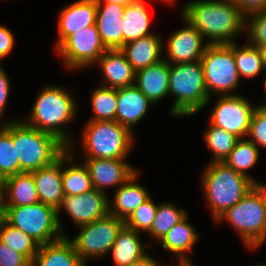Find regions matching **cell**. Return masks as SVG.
I'll return each instance as SVG.
<instances>
[{
  "instance_id": "cell-29",
  "label": "cell",
  "mask_w": 266,
  "mask_h": 266,
  "mask_svg": "<svg viewBox=\"0 0 266 266\" xmlns=\"http://www.w3.org/2000/svg\"><path fill=\"white\" fill-rule=\"evenodd\" d=\"M145 0L126 5L123 13V45L141 37L154 34L150 31V14Z\"/></svg>"
},
{
  "instance_id": "cell-5",
  "label": "cell",
  "mask_w": 266,
  "mask_h": 266,
  "mask_svg": "<svg viewBox=\"0 0 266 266\" xmlns=\"http://www.w3.org/2000/svg\"><path fill=\"white\" fill-rule=\"evenodd\" d=\"M11 137L16 146L19 173L48 166L68 149L55 135L31 127L21 119L11 121Z\"/></svg>"
},
{
  "instance_id": "cell-40",
  "label": "cell",
  "mask_w": 266,
  "mask_h": 266,
  "mask_svg": "<svg viewBox=\"0 0 266 266\" xmlns=\"http://www.w3.org/2000/svg\"><path fill=\"white\" fill-rule=\"evenodd\" d=\"M0 266H31V263L22 254L0 242Z\"/></svg>"
},
{
  "instance_id": "cell-47",
  "label": "cell",
  "mask_w": 266,
  "mask_h": 266,
  "mask_svg": "<svg viewBox=\"0 0 266 266\" xmlns=\"http://www.w3.org/2000/svg\"><path fill=\"white\" fill-rule=\"evenodd\" d=\"M264 79H263V88H264V92L266 94V76L264 75ZM257 106H261V107H266V100L261 104H258Z\"/></svg>"
},
{
  "instance_id": "cell-4",
  "label": "cell",
  "mask_w": 266,
  "mask_h": 266,
  "mask_svg": "<svg viewBox=\"0 0 266 266\" xmlns=\"http://www.w3.org/2000/svg\"><path fill=\"white\" fill-rule=\"evenodd\" d=\"M227 222L243 245L255 251L266 241V183L256 184L239 202L228 208L215 222Z\"/></svg>"
},
{
  "instance_id": "cell-6",
  "label": "cell",
  "mask_w": 266,
  "mask_h": 266,
  "mask_svg": "<svg viewBox=\"0 0 266 266\" xmlns=\"http://www.w3.org/2000/svg\"><path fill=\"white\" fill-rule=\"evenodd\" d=\"M169 95L175 98L169 107V114L175 118L195 115L207 107L211 98L201 61L170 65Z\"/></svg>"
},
{
  "instance_id": "cell-26",
  "label": "cell",
  "mask_w": 266,
  "mask_h": 266,
  "mask_svg": "<svg viewBox=\"0 0 266 266\" xmlns=\"http://www.w3.org/2000/svg\"><path fill=\"white\" fill-rule=\"evenodd\" d=\"M31 266H87L78 256L69 237L40 245Z\"/></svg>"
},
{
  "instance_id": "cell-2",
  "label": "cell",
  "mask_w": 266,
  "mask_h": 266,
  "mask_svg": "<svg viewBox=\"0 0 266 266\" xmlns=\"http://www.w3.org/2000/svg\"><path fill=\"white\" fill-rule=\"evenodd\" d=\"M72 95L60 86L46 85L36 95L29 116L21 120L40 131L55 135L68 149H76L77 140L67 128L79 114L77 100Z\"/></svg>"
},
{
  "instance_id": "cell-34",
  "label": "cell",
  "mask_w": 266,
  "mask_h": 266,
  "mask_svg": "<svg viewBox=\"0 0 266 266\" xmlns=\"http://www.w3.org/2000/svg\"><path fill=\"white\" fill-rule=\"evenodd\" d=\"M208 124L203 138L206 147L212 152V159L210 162H223L234 149L239 138L220 127L212 125L209 121Z\"/></svg>"
},
{
  "instance_id": "cell-43",
  "label": "cell",
  "mask_w": 266,
  "mask_h": 266,
  "mask_svg": "<svg viewBox=\"0 0 266 266\" xmlns=\"http://www.w3.org/2000/svg\"><path fill=\"white\" fill-rule=\"evenodd\" d=\"M246 17L255 12L266 10V0H232Z\"/></svg>"
},
{
  "instance_id": "cell-51",
  "label": "cell",
  "mask_w": 266,
  "mask_h": 266,
  "mask_svg": "<svg viewBox=\"0 0 266 266\" xmlns=\"http://www.w3.org/2000/svg\"><path fill=\"white\" fill-rule=\"evenodd\" d=\"M159 1H162V2H164V3H166V4H174V2L175 1H177V0H159Z\"/></svg>"
},
{
  "instance_id": "cell-22",
  "label": "cell",
  "mask_w": 266,
  "mask_h": 266,
  "mask_svg": "<svg viewBox=\"0 0 266 266\" xmlns=\"http://www.w3.org/2000/svg\"><path fill=\"white\" fill-rule=\"evenodd\" d=\"M140 172L137 171L124 184L114 191L113 200L109 198V213L126 220L151 195L138 183Z\"/></svg>"
},
{
  "instance_id": "cell-11",
  "label": "cell",
  "mask_w": 266,
  "mask_h": 266,
  "mask_svg": "<svg viewBox=\"0 0 266 266\" xmlns=\"http://www.w3.org/2000/svg\"><path fill=\"white\" fill-rule=\"evenodd\" d=\"M96 24L69 36L55 51L68 70H81L96 64L106 51Z\"/></svg>"
},
{
  "instance_id": "cell-48",
  "label": "cell",
  "mask_w": 266,
  "mask_h": 266,
  "mask_svg": "<svg viewBox=\"0 0 266 266\" xmlns=\"http://www.w3.org/2000/svg\"><path fill=\"white\" fill-rule=\"evenodd\" d=\"M4 178L0 175V195H4Z\"/></svg>"
},
{
  "instance_id": "cell-7",
  "label": "cell",
  "mask_w": 266,
  "mask_h": 266,
  "mask_svg": "<svg viewBox=\"0 0 266 266\" xmlns=\"http://www.w3.org/2000/svg\"><path fill=\"white\" fill-rule=\"evenodd\" d=\"M81 149L86 158H128L136 138L117 121H87L82 129Z\"/></svg>"
},
{
  "instance_id": "cell-3",
  "label": "cell",
  "mask_w": 266,
  "mask_h": 266,
  "mask_svg": "<svg viewBox=\"0 0 266 266\" xmlns=\"http://www.w3.org/2000/svg\"><path fill=\"white\" fill-rule=\"evenodd\" d=\"M201 173V189L214 223L256 184L224 162H209Z\"/></svg>"
},
{
  "instance_id": "cell-46",
  "label": "cell",
  "mask_w": 266,
  "mask_h": 266,
  "mask_svg": "<svg viewBox=\"0 0 266 266\" xmlns=\"http://www.w3.org/2000/svg\"><path fill=\"white\" fill-rule=\"evenodd\" d=\"M258 49L261 52V57H262L263 65H264V68L266 70V43L265 44H262V45H259L258 46Z\"/></svg>"
},
{
  "instance_id": "cell-50",
  "label": "cell",
  "mask_w": 266,
  "mask_h": 266,
  "mask_svg": "<svg viewBox=\"0 0 266 266\" xmlns=\"http://www.w3.org/2000/svg\"><path fill=\"white\" fill-rule=\"evenodd\" d=\"M4 195H0V219L2 218V201H3Z\"/></svg>"
},
{
  "instance_id": "cell-23",
  "label": "cell",
  "mask_w": 266,
  "mask_h": 266,
  "mask_svg": "<svg viewBox=\"0 0 266 266\" xmlns=\"http://www.w3.org/2000/svg\"><path fill=\"white\" fill-rule=\"evenodd\" d=\"M162 39L154 33L123 45L121 50L135 72L164 59V56H161L164 50Z\"/></svg>"
},
{
  "instance_id": "cell-9",
  "label": "cell",
  "mask_w": 266,
  "mask_h": 266,
  "mask_svg": "<svg viewBox=\"0 0 266 266\" xmlns=\"http://www.w3.org/2000/svg\"><path fill=\"white\" fill-rule=\"evenodd\" d=\"M207 93L212 95H237L242 80L234 59V43L208 44L201 58Z\"/></svg>"
},
{
  "instance_id": "cell-37",
  "label": "cell",
  "mask_w": 266,
  "mask_h": 266,
  "mask_svg": "<svg viewBox=\"0 0 266 266\" xmlns=\"http://www.w3.org/2000/svg\"><path fill=\"white\" fill-rule=\"evenodd\" d=\"M157 208L158 203L150 196L125 220V225L137 232L147 233L151 229Z\"/></svg>"
},
{
  "instance_id": "cell-44",
  "label": "cell",
  "mask_w": 266,
  "mask_h": 266,
  "mask_svg": "<svg viewBox=\"0 0 266 266\" xmlns=\"http://www.w3.org/2000/svg\"><path fill=\"white\" fill-rule=\"evenodd\" d=\"M129 266H167V265L166 264L162 265L161 260L159 259L157 260L156 258H154L153 255L151 256L148 253L143 258L133 261ZM169 266H173V265H169Z\"/></svg>"
},
{
  "instance_id": "cell-17",
  "label": "cell",
  "mask_w": 266,
  "mask_h": 266,
  "mask_svg": "<svg viewBox=\"0 0 266 266\" xmlns=\"http://www.w3.org/2000/svg\"><path fill=\"white\" fill-rule=\"evenodd\" d=\"M95 66L103 73L101 86L118 89L135 84V71L121 49H107Z\"/></svg>"
},
{
  "instance_id": "cell-24",
  "label": "cell",
  "mask_w": 266,
  "mask_h": 266,
  "mask_svg": "<svg viewBox=\"0 0 266 266\" xmlns=\"http://www.w3.org/2000/svg\"><path fill=\"white\" fill-rule=\"evenodd\" d=\"M189 215L174 225L158 242L162 248L173 253L178 259V265L189 261V253L200 238L198 231L189 223Z\"/></svg>"
},
{
  "instance_id": "cell-31",
  "label": "cell",
  "mask_w": 266,
  "mask_h": 266,
  "mask_svg": "<svg viewBox=\"0 0 266 266\" xmlns=\"http://www.w3.org/2000/svg\"><path fill=\"white\" fill-rule=\"evenodd\" d=\"M0 242L22 254L31 264L40 247L32 237L10 225L3 217L0 219Z\"/></svg>"
},
{
  "instance_id": "cell-32",
  "label": "cell",
  "mask_w": 266,
  "mask_h": 266,
  "mask_svg": "<svg viewBox=\"0 0 266 266\" xmlns=\"http://www.w3.org/2000/svg\"><path fill=\"white\" fill-rule=\"evenodd\" d=\"M188 215V211L183 207H178L172 202L158 203L155 219L151 229L147 232L154 242L157 243L166 235V233L178 222Z\"/></svg>"
},
{
  "instance_id": "cell-15",
  "label": "cell",
  "mask_w": 266,
  "mask_h": 266,
  "mask_svg": "<svg viewBox=\"0 0 266 266\" xmlns=\"http://www.w3.org/2000/svg\"><path fill=\"white\" fill-rule=\"evenodd\" d=\"M128 158L97 159L86 158L87 166L93 187L108 193L109 187L119 188L138 170L127 162Z\"/></svg>"
},
{
  "instance_id": "cell-10",
  "label": "cell",
  "mask_w": 266,
  "mask_h": 266,
  "mask_svg": "<svg viewBox=\"0 0 266 266\" xmlns=\"http://www.w3.org/2000/svg\"><path fill=\"white\" fill-rule=\"evenodd\" d=\"M125 225V220L108 213L92 223L79 226V233L69 240L73 243L78 256L86 263L90 259H102L107 256Z\"/></svg>"
},
{
  "instance_id": "cell-52",
  "label": "cell",
  "mask_w": 266,
  "mask_h": 266,
  "mask_svg": "<svg viewBox=\"0 0 266 266\" xmlns=\"http://www.w3.org/2000/svg\"><path fill=\"white\" fill-rule=\"evenodd\" d=\"M254 266H266V264L265 263H259V264L254 265Z\"/></svg>"
},
{
  "instance_id": "cell-18",
  "label": "cell",
  "mask_w": 266,
  "mask_h": 266,
  "mask_svg": "<svg viewBox=\"0 0 266 266\" xmlns=\"http://www.w3.org/2000/svg\"><path fill=\"white\" fill-rule=\"evenodd\" d=\"M96 20L101 41L106 49H121L123 47V13L124 5L110 2H96Z\"/></svg>"
},
{
  "instance_id": "cell-14",
  "label": "cell",
  "mask_w": 266,
  "mask_h": 266,
  "mask_svg": "<svg viewBox=\"0 0 266 266\" xmlns=\"http://www.w3.org/2000/svg\"><path fill=\"white\" fill-rule=\"evenodd\" d=\"M181 18L185 26L172 32L169 38L163 41L166 43L163 44L166 48L164 60L170 65L201 61L208 45L204 43L201 33L182 15Z\"/></svg>"
},
{
  "instance_id": "cell-19",
  "label": "cell",
  "mask_w": 266,
  "mask_h": 266,
  "mask_svg": "<svg viewBox=\"0 0 266 266\" xmlns=\"http://www.w3.org/2000/svg\"><path fill=\"white\" fill-rule=\"evenodd\" d=\"M117 103L116 121L133 134L137 123L153 105L135 85L118 88Z\"/></svg>"
},
{
  "instance_id": "cell-39",
  "label": "cell",
  "mask_w": 266,
  "mask_h": 266,
  "mask_svg": "<svg viewBox=\"0 0 266 266\" xmlns=\"http://www.w3.org/2000/svg\"><path fill=\"white\" fill-rule=\"evenodd\" d=\"M246 138L259 149H266V107L257 106L254 110Z\"/></svg>"
},
{
  "instance_id": "cell-36",
  "label": "cell",
  "mask_w": 266,
  "mask_h": 266,
  "mask_svg": "<svg viewBox=\"0 0 266 266\" xmlns=\"http://www.w3.org/2000/svg\"><path fill=\"white\" fill-rule=\"evenodd\" d=\"M19 173L16 146L11 137V121L0 123V175L6 179Z\"/></svg>"
},
{
  "instance_id": "cell-12",
  "label": "cell",
  "mask_w": 266,
  "mask_h": 266,
  "mask_svg": "<svg viewBox=\"0 0 266 266\" xmlns=\"http://www.w3.org/2000/svg\"><path fill=\"white\" fill-rule=\"evenodd\" d=\"M257 105L243 95H219L209 117V122L239 139L248 135L252 115Z\"/></svg>"
},
{
  "instance_id": "cell-16",
  "label": "cell",
  "mask_w": 266,
  "mask_h": 266,
  "mask_svg": "<svg viewBox=\"0 0 266 266\" xmlns=\"http://www.w3.org/2000/svg\"><path fill=\"white\" fill-rule=\"evenodd\" d=\"M96 0H75L58 13L55 50L73 33L95 24Z\"/></svg>"
},
{
  "instance_id": "cell-45",
  "label": "cell",
  "mask_w": 266,
  "mask_h": 266,
  "mask_svg": "<svg viewBox=\"0 0 266 266\" xmlns=\"http://www.w3.org/2000/svg\"><path fill=\"white\" fill-rule=\"evenodd\" d=\"M136 0H96V2H110V3H115L119 5H128L129 3H132Z\"/></svg>"
},
{
  "instance_id": "cell-33",
  "label": "cell",
  "mask_w": 266,
  "mask_h": 266,
  "mask_svg": "<svg viewBox=\"0 0 266 266\" xmlns=\"http://www.w3.org/2000/svg\"><path fill=\"white\" fill-rule=\"evenodd\" d=\"M92 90L91 107L93 113L88 121H116L117 89L101 85Z\"/></svg>"
},
{
  "instance_id": "cell-49",
  "label": "cell",
  "mask_w": 266,
  "mask_h": 266,
  "mask_svg": "<svg viewBox=\"0 0 266 266\" xmlns=\"http://www.w3.org/2000/svg\"><path fill=\"white\" fill-rule=\"evenodd\" d=\"M192 263L193 262L191 260H189V261L183 262L177 266H194Z\"/></svg>"
},
{
  "instance_id": "cell-38",
  "label": "cell",
  "mask_w": 266,
  "mask_h": 266,
  "mask_svg": "<svg viewBox=\"0 0 266 266\" xmlns=\"http://www.w3.org/2000/svg\"><path fill=\"white\" fill-rule=\"evenodd\" d=\"M245 33L247 42L252 46L266 43V10L245 17Z\"/></svg>"
},
{
  "instance_id": "cell-1",
  "label": "cell",
  "mask_w": 266,
  "mask_h": 266,
  "mask_svg": "<svg viewBox=\"0 0 266 266\" xmlns=\"http://www.w3.org/2000/svg\"><path fill=\"white\" fill-rule=\"evenodd\" d=\"M180 11L208 44H231L245 34V16L232 0H192Z\"/></svg>"
},
{
  "instance_id": "cell-35",
  "label": "cell",
  "mask_w": 266,
  "mask_h": 266,
  "mask_svg": "<svg viewBox=\"0 0 266 266\" xmlns=\"http://www.w3.org/2000/svg\"><path fill=\"white\" fill-rule=\"evenodd\" d=\"M234 42V59L240 78H255L265 71L261 52L248 42L243 46Z\"/></svg>"
},
{
  "instance_id": "cell-30",
  "label": "cell",
  "mask_w": 266,
  "mask_h": 266,
  "mask_svg": "<svg viewBox=\"0 0 266 266\" xmlns=\"http://www.w3.org/2000/svg\"><path fill=\"white\" fill-rule=\"evenodd\" d=\"M260 154V149L253 142L247 138L239 139L223 162L236 172L249 177L255 184H264L247 173L257 164Z\"/></svg>"
},
{
  "instance_id": "cell-25",
  "label": "cell",
  "mask_w": 266,
  "mask_h": 266,
  "mask_svg": "<svg viewBox=\"0 0 266 266\" xmlns=\"http://www.w3.org/2000/svg\"><path fill=\"white\" fill-rule=\"evenodd\" d=\"M75 149L62 154V186L65 196H77L94 189L87 166L75 159Z\"/></svg>"
},
{
  "instance_id": "cell-13",
  "label": "cell",
  "mask_w": 266,
  "mask_h": 266,
  "mask_svg": "<svg viewBox=\"0 0 266 266\" xmlns=\"http://www.w3.org/2000/svg\"><path fill=\"white\" fill-rule=\"evenodd\" d=\"M63 210L69 215L75 226L89 224L109 213V195L94 188L77 196H64L57 209V218L63 235L68 236L63 230L60 217Z\"/></svg>"
},
{
  "instance_id": "cell-21",
  "label": "cell",
  "mask_w": 266,
  "mask_h": 266,
  "mask_svg": "<svg viewBox=\"0 0 266 266\" xmlns=\"http://www.w3.org/2000/svg\"><path fill=\"white\" fill-rule=\"evenodd\" d=\"M170 64L166 60L135 72V86L156 105L169 96Z\"/></svg>"
},
{
  "instance_id": "cell-42",
  "label": "cell",
  "mask_w": 266,
  "mask_h": 266,
  "mask_svg": "<svg viewBox=\"0 0 266 266\" xmlns=\"http://www.w3.org/2000/svg\"><path fill=\"white\" fill-rule=\"evenodd\" d=\"M14 45L15 37L13 32L0 24V62L12 53Z\"/></svg>"
},
{
  "instance_id": "cell-27",
  "label": "cell",
  "mask_w": 266,
  "mask_h": 266,
  "mask_svg": "<svg viewBox=\"0 0 266 266\" xmlns=\"http://www.w3.org/2000/svg\"><path fill=\"white\" fill-rule=\"evenodd\" d=\"M38 202L32 173L21 172L4 180L2 207L27 206Z\"/></svg>"
},
{
  "instance_id": "cell-20",
  "label": "cell",
  "mask_w": 266,
  "mask_h": 266,
  "mask_svg": "<svg viewBox=\"0 0 266 266\" xmlns=\"http://www.w3.org/2000/svg\"><path fill=\"white\" fill-rule=\"evenodd\" d=\"M31 173L39 202L57 210L65 196L62 186V155L52 164Z\"/></svg>"
},
{
  "instance_id": "cell-28",
  "label": "cell",
  "mask_w": 266,
  "mask_h": 266,
  "mask_svg": "<svg viewBox=\"0 0 266 266\" xmlns=\"http://www.w3.org/2000/svg\"><path fill=\"white\" fill-rule=\"evenodd\" d=\"M140 234L126 225L122 227L109 253L112 255L114 266H129L133 261L148 254L145 248L150 245H143L145 242L142 243Z\"/></svg>"
},
{
  "instance_id": "cell-41",
  "label": "cell",
  "mask_w": 266,
  "mask_h": 266,
  "mask_svg": "<svg viewBox=\"0 0 266 266\" xmlns=\"http://www.w3.org/2000/svg\"><path fill=\"white\" fill-rule=\"evenodd\" d=\"M0 64V123L6 122V121H16L19 120V118L16 119H2V117H5V110H6V105H7V100L9 98L10 94V84L11 82L9 81V77L7 72L4 70L3 65ZM3 120V121H2Z\"/></svg>"
},
{
  "instance_id": "cell-8",
  "label": "cell",
  "mask_w": 266,
  "mask_h": 266,
  "mask_svg": "<svg viewBox=\"0 0 266 266\" xmlns=\"http://www.w3.org/2000/svg\"><path fill=\"white\" fill-rule=\"evenodd\" d=\"M2 217L40 245L64 237L59 227L57 210L42 202L27 206L2 207Z\"/></svg>"
}]
</instances>
